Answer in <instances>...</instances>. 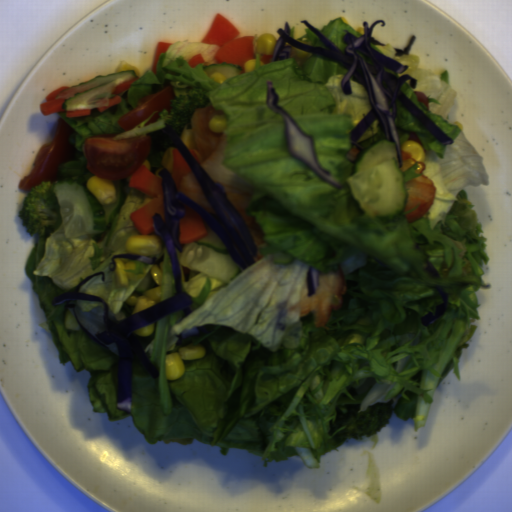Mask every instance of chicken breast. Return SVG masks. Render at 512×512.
I'll use <instances>...</instances> for the list:
<instances>
[{
  "label": "chicken breast",
  "instance_id": "chicken-breast-3",
  "mask_svg": "<svg viewBox=\"0 0 512 512\" xmlns=\"http://www.w3.org/2000/svg\"><path fill=\"white\" fill-rule=\"evenodd\" d=\"M400 154L402 158V173L406 172L409 168L413 167L414 163H416V171L422 174L415 177L409 183L404 184L407 191V201L403 211L405 213L411 210L406 215V219L411 223L422 217L427 209L433 204L437 192V186L433 180L425 175L424 169L426 165L424 162H419L417 159L411 157L409 151L402 149ZM417 205L418 207L415 208Z\"/></svg>",
  "mask_w": 512,
  "mask_h": 512
},
{
  "label": "chicken breast",
  "instance_id": "chicken-breast-1",
  "mask_svg": "<svg viewBox=\"0 0 512 512\" xmlns=\"http://www.w3.org/2000/svg\"><path fill=\"white\" fill-rule=\"evenodd\" d=\"M210 102L206 107H198L191 116V128L188 123L180 133L181 142L186 149L194 150L200 158V165L213 183H219L226 192V198L236 210L242 223L251 236L255 246L263 244L266 237L262 225L256 216L251 215L248 203L254 191V184L236 170L225 165L227 152L223 132H214L209 120L214 115H223Z\"/></svg>",
  "mask_w": 512,
  "mask_h": 512
},
{
  "label": "chicken breast",
  "instance_id": "chicken-breast-4",
  "mask_svg": "<svg viewBox=\"0 0 512 512\" xmlns=\"http://www.w3.org/2000/svg\"><path fill=\"white\" fill-rule=\"evenodd\" d=\"M179 190L189 196L210 214H215L194 174L191 173L182 177Z\"/></svg>",
  "mask_w": 512,
  "mask_h": 512
},
{
  "label": "chicken breast",
  "instance_id": "chicken-breast-5",
  "mask_svg": "<svg viewBox=\"0 0 512 512\" xmlns=\"http://www.w3.org/2000/svg\"><path fill=\"white\" fill-rule=\"evenodd\" d=\"M264 255H262L259 251L257 255L254 257V262H258L259 260L263 259Z\"/></svg>",
  "mask_w": 512,
  "mask_h": 512
},
{
  "label": "chicken breast",
  "instance_id": "chicken-breast-2",
  "mask_svg": "<svg viewBox=\"0 0 512 512\" xmlns=\"http://www.w3.org/2000/svg\"><path fill=\"white\" fill-rule=\"evenodd\" d=\"M345 290L346 280L341 267L337 268L336 273L318 275L316 294L308 295V286H306L302 289L299 301L289 308V312L298 310L300 318L311 312L318 329L322 327L325 330H331L326 323L332 309H341Z\"/></svg>",
  "mask_w": 512,
  "mask_h": 512
}]
</instances>
